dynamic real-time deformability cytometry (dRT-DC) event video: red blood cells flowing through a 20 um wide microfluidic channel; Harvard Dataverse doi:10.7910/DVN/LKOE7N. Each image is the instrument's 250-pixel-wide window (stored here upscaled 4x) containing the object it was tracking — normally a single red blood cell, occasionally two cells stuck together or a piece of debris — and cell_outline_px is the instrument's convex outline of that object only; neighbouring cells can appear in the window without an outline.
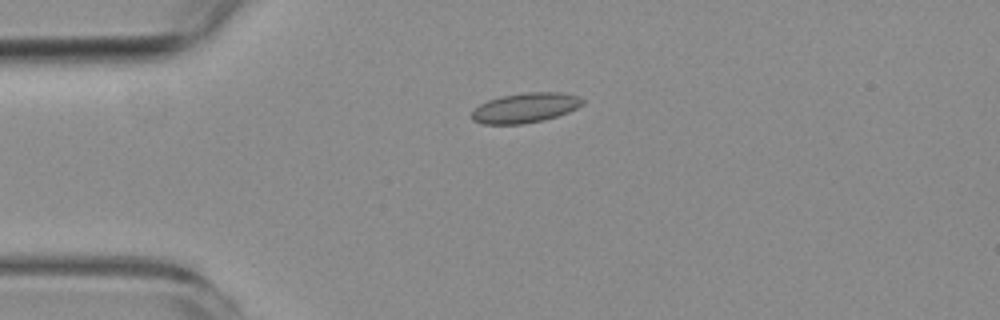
{"species": "common noctule bat (a hibernating species)", "species_latin": "Nyctalus noctula", "temperature_condition": "room temperature", "stored_images_in_passage": 5, "camera_frame_rate_fps": 3000, "um_per_image_px": 0.085, "animal": {"sex": "female", "body_mass_g": 19.3, "forearm_length_mm": 54.1}, "frame": {"image": 1, "passage_image": 4, "time_ms": 3.333, "image_size_px": [1000, 320], "cell_outline_px": [[584, 104], [568, 112], [544, 120], [524, 124], [480, 124], [472, 120], [472, 112], [480, 104], [488, 100], [500, 96], [524, 92], [564, 92], [580, 96], [584, 100]], "centroid_in_image_um": [44.66, 9.16], "position_along_channel_um": 40.3, "area_um2": 19.48}}
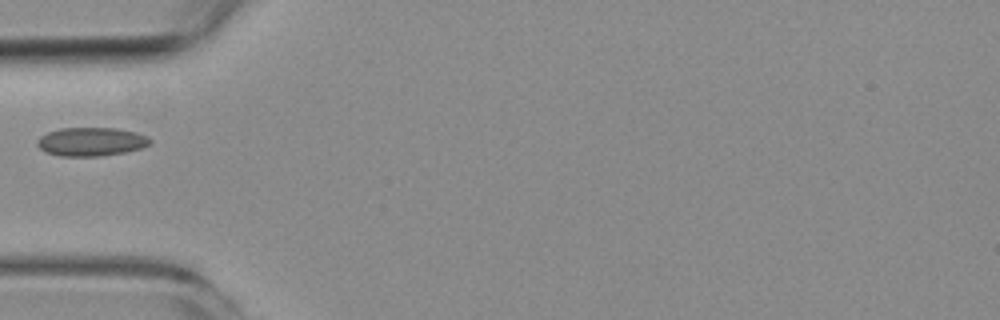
{"frame": {"image": 2, "passage_image": 5, "time_ms": 5.0, "image_size_px": [1000, 320], "cell_outline_px": [[152, 144], [144, 148], [124, 152], [100, 156], [60, 156], [48, 152], [40, 148], [36, 144], [36, 140], [40, 136], [48, 132], [60, 128], [116, 128], [136, 132], [148, 136], [152, 140]], "centroid_in_image_um": [7.79, 12.04], "position_along_channel_um": 77.2, "area_um2": 18.96}}